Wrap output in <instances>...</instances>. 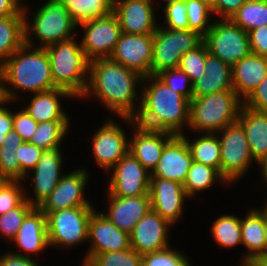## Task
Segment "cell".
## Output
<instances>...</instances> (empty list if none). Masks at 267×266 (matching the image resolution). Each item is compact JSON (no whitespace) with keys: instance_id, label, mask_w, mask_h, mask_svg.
I'll list each match as a JSON object with an SVG mask.
<instances>
[{"instance_id":"56","label":"cell","mask_w":267,"mask_h":266,"mask_svg":"<svg viewBox=\"0 0 267 266\" xmlns=\"http://www.w3.org/2000/svg\"><path fill=\"white\" fill-rule=\"evenodd\" d=\"M7 100L4 95V82H3V71L2 67L0 66V105L5 103Z\"/></svg>"},{"instance_id":"53","label":"cell","mask_w":267,"mask_h":266,"mask_svg":"<svg viewBox=\"0 0 267 266\" xmlns=\"http://www.w3.org/2000/svg\"><path fill=\"white\" fill-rule=\"evenodd\" d=\"M21 10L14 0H0V17L15 16Z\"/></svg>"},{"instance_id":"35","label":"cell","mask_w":267,"mask_h":266,"mask_svg":"<svg viewBox=\"0 0 267 266\" xmlns=\"http://www.w3.org/2000/svg\"><path fill=\"white\" fill-rule=\"evenodd\" d=\"M248 32L267 25V0H247L230 19Z\"/></svg>"},{"instance_id":"57","label":"cell","mask_w":267,"mask_h":266,"mask_svg":"<svg viewBox=\"0 0 267 266\" xmlns=\"http://www.w3.org/2000/svg\"><path fill=\"white\" fill-rule=\"evenodd\" d=\"M264 254H267V205H264Z\"/></svg>"},{"instance_id":"37","label":"cell","mask_w":267,"mask_h":266,"mask_svg":"<svg viewBox=\"0 0 267 266\" xmlns=\"http://www.w3.org/2000/svg\"><path fill=\"white\" fill-rule=\"evenodd\" d=\"M187 9L189 30L197 32L204 37L211 28L210 15L212 8L203 0H184Z\"/></svg>"},{"instance_id":"5","label":"cell","mask_w":267,"mask_h":266,"mask_svg":"<svg viewBox=\"0 0 267 266\" xmlns=\"http://www.w3.org/2000/svg\"><path fill=\"white\" fill-rule=\"evenodd\" d=\"M243 101L235 90L216 92L190 100L189 129L201 133H217L238 121Z\"/></svg>"},{"instance_id":"13","label":"cell","mask_w":267,"mask_h":266,"mask_svg":"<svg viewBox=\"0 0 267 266\" xmlns=\"http://www.w3.org/2000/svg\"><path fill=\"white\" fill-rule=\"evenodd\" d=\"M143 78L151 75L153 59V34L137 35L123 33L109 57Z\"/></svg>"},{"instance_id":"45","label":"cell","mask_w":267,"mask_h":266,"mask_svg":"<svg viewBox=\"0 0 267 266\" xmlns=\"http://www.w3.org/2000/svg\"><path fill=\"white\" fill-rule=\"evenodd\" d=\"M165 27L169 30L189 29L187 9L184 0L176 1L164 6Z\"/></svg>"},{"instance_id":"63","label":"cell","mask_w":267,"mask_h":266,"mask_svg":"<svg viewBox=\"0 0 267 266\" xmlns=\"http://www.w3.org/2000/svg\"><path fill=\"white\" fill-rule=\"evenodd\" d=\"M182 266H191V263L189 262V259Z\"/></svg>"},{"instance_id":"11","label":"cell","mask_w":267,"mask_h":266,"mask_svg":"<svg viewBox=\"0 0 267 266\" xmlns=\"http://www.w3.org/2000/svg\"><path fill=\"white\" fill-rule=\"evenodd\" d=\"M78 26L84 30L82 40L79 42L89 61L109 58L122 34L117 16L113 12Z\"/></svg>"},{"instance_id":"41","label":"cell","mask_w":267,"mask_h":266,"mask_svg":"<svg viewBox=\"0 0 267 266\" xmlns=\"http://www.w3.org/2000/svg\"><path fill=\"white\" fill-rule=\"evenodd\" d=\"M21 180H0V215L17 207L25 199Z\"/></svg>"},{"instance_id":"42","label":"cell","mask_w":267,"mask_h":266,"mask_svg":"<svg viewBox=\"0 0 267 266\" xmlns=\"http://www.w3.org/2000/svg\"><path fill=\"white\" fill-rule=\"evenodd\" d=\"M156 77L174 92H178L188 100H192V82L189 76L179 67L164 70L158 73Z\"/></svg>"},{"instance_id":"2","label":"cell","mask_w":267,"mask_h":266,"mask_svg":"<svg viewBox=\"0 0 267 266\" xmlns=\"http://www.w3.org/2000/svg\"><path fill=\"white\" fill-rule=\"evenodd\" d=\"M140 93L141 105L133 118L136 124L174 135L183 134L185 125L189 126L190 100L153 75L143 78Z\"/></svg>"},{"instance_id":"51","label":"cell","mask_w":267,"mask_h":266,"mask_svg":"<svg viewBox=\"0 0 267 266\" xmlns=\"http://www.w3.org/2000/svg\"><path fill=\"white\" fill-rule=\"evenodd\" d=\"M0 266H40L38 263L31 259L30 256L22 254L20 251L15 250L7 251L5 254L0 255Z\"/></svg>"},{"instance_id":"8","label":"cell","mask_w":267,"mask_h":266,"mask_svg":"<svg viewBox=\"0 0 267 266\" xmlns=\"http://www.w3.org/2000/svg\"><path fill=\"white\" fill-rule=\"evenodd\" d=\"M94 210L93 206H79L44 213L49 246L71 248L87 243L88 224Z\"/></svg>"},{"instance_id":"55","label":"cell","mask_w":267,"mask_h":266,"mask_svg":"<svg viewBox=\"0 0 267 266\" xmlns=\"http://www.w3.org/2000/svg\"><path fill=\"white\" fill-rule=\"evenodd\" d=\"M257 164L260 166V172H262L264 182L267 184V154L262 159H260Z\"/></svg>"},{"instance_id":"23","label":"cell","mask_w":267,"mask_h":266,"mask_svg":"<svg viewBox=\"0 0 267 266\" xmlns=\"http://www.w3.org/2000/svg\"><path fill=\"white\" fill-rule=\"evenodd\" d=\"M109 209L103 213L120 230L130 234L138 221L151 210L150 194L137 197H117L109 191Z\"/></svg>"},{"instance_id":"24","label":"cell","mask_w":267,"mask_h":266,"mask_svg":"<svg viewBox=\"0 0 267 266\" xmlns=\"http://www.w3.org/2000/svg\"><path fill=\"white\" fill-rule=\"evenodd\" d=\"M233 89L244 102L267 76V57L251 53L231 66Z\"/></svg>"},{"instance_id":"16","label":"cell","mask_w":267,"mask_h":266,"mask_svg":"<svg viewBox=\"0 0 267 266\" xmlns=\"http://www.w3.org/2000/svg\"><path fill=\"white\" fill-rule=\"evenodd\" d=\"M92 139L95 163L106 171L111 170L129 152V140L114 118L108 119L97 129Z\"/></svg>"},{"instance_id":"64","label":"cell","mask_w":267,"mask_h":266,"mask_svg":"<svg viewBox=\"0 0 267 266\" xmlns=\"http://www.w3.org/2000/svg\"><path fill=\"white\" fill-rule=\"evenodd\" d=\"M81 266H89L88 264H86V263H82V265Z\"/></svg>"},{"instance_id":"7","label":"cell","mask_w":267,"mask_h":266,"mask_svg":"<svg viewBox=\"0 0 267 266\" xmlns=\"http://www.w3.org/2000/svg\"><path fill=\"white\" fill-rule=\"evenodd\" d=\"M202 42L203 37L195 31L169 30L159 24L153 34L151 75L179 67L181 57Z\"/></svg>"},{"instance_id":"25","label":"cell","mask_w":267,"mask_h":266,"mask_svg":"<svg viewBox=\"0 0 267 266\" xmlns=\"http://www.w3.org/2000/svg\"><path fill=\"white\" fill-rule=\"evenodd\" d=\"M205 74L192 83L193 97L233 90L231 66L218 57L206 54Z\"/></svg>"},{"instance_id":"22","label":"cell","mask_w":267,"mask_h":266,"mask_svg":"<svg viewBox=\"0 0 267 266\" xmlns=\"http://www.w3.org/2000/svg\"><path fill=\"white\" fill-rule=\"evenodd\" d=\"M192 162V154L186 139L182 135H174L163 148L158 165L151 173V177L183 184Z\"/></svg>"},{"instance_id":"43","label":"cell","mask_w":267,"mask_h":266,"mask_svg":"<svg viewBox=\"0 0 267 266\" xmlns=\"http://www.w3.org/2000/svg\"><path fill=\"white\" fill-rule=\"evenodd\" d=\"M185 255L169 246L163 250L142 255L143 266H182L188 260V256Z\"/></svg>"},{"instance_id":"29","label":"cell","mask_w":267,"mask_h":266,"mask_svg":"<svg viewBox=\"0 0 267 266\" xmlns=\"http://www.w3.org/2000/svg\"><path fill=\"white\" fill-rule=\"evenodd\" d=\"M242 245L247 248L243 261H254L264 254V206L262 209L251 208L241 218Z\"/></svg>"},{"instance_id":"33","label":"cell","mask_w":267,"mask_h":266,"mask_svg":"<svg viewBox=\"0 0 267 266\" xmlns=\"http://www.w3.org/2000/svg\"><path fill=\"white\" fill-rule=\"evenodd\" d=\"M216 179L229 185L216 168L193 161L183 186L190 199L197 195L196 193L211 188L214 182L217 181Z\"/></svg>"},{"instance_id":"26","label":"cell","mask_w":267,"mask_h":266,"mask_svg":"<svg viewBox=\"0 0 267 266\" xmlns=\"http://www.w3.org/2000/svg\"><path fill=\"white\" fill-rule=\"evenodd\" d=\"M13 241L27 255L38 254L49 247L46 215L38 207H34L26 215Z\"/></svg>"},{"instance_id":"3","label":"cell","mask_w":267,"mask_h":266,"mask_svg":"<svg viewBox=\"0 0 267 266\" xmlns=\"http://www.w3.org/2000/svg\"><path fill=\"white\" fill-rule=\"evenodd\" d=\"M1 67L4 95L11 103L19 99V91L15 92L14 87L23 92L30 91V94L57 88L52 79L50 61L45 48L37 46L34 49V46L24 43ZM7 85H10V88Z\"/></svg>"},{"instance_id":"4","label":"cell","mask_w":267,"mask_h":266,"mask_svg":"<svg viewBox=\"0 0 267 266\" xmlns=\"http://www.w3.org/2000/svg\"><path fill=\"white\" fill-rule=\"evenodd\" d=\"M75 37L45 47L57 88L81 98L88 83L89 60Z\"/></svg>"},{"instance_id":"18","label":"cell","mask_w":267,"mask_h":266,"mask_svg":"<svg viewBox=\"0 0 267 266\" xmlns=\"http://www.w3.org/2000/svg\"><path fill=\"white\" fill-rule=\"evenodd\" d=\"M172 225L152 209L144 215L129 234L130 247L145 255L169 247V228Z\"/></svg>"},{"instance_id":"9","label":"cell","mask_w":267,"mask_h":266,"mask_svg":"<svg viewBox=\"0 0 267 266\" xmlns=\"http://www.w3.org/2000/svg\"><path fill=\"white\" fill-rule=\"evenodd\" d=\"M217 133L221 145L220 174L228 184H231L246 174L254 158L245 131L238 121Z\"/></svg>"},{"instance_id":"52","label":"cell","mask_w":267,"mask_h":266,"mask_svg":"<svg viewBox=\"0 0 267 266\" xmlns=\"http://www.w3.org/2000/svg\"><path fill=\"white\" fill-rule=\"evenodd\" d=\"M6 104H10V101L0 105V146L4 142L6 135L13 130V111L4 106Z\"/></svg>"},{"instance_id":"28","label":"cell","mask_w":267,"mask_h":266,"mask_svg":"<svg viewBox=\"0 0 267 266\" xmlns=\"http://www.w3.org/2000/svg\"><path fill=\"white\" fill-rule=\"evenodd\" d=\"M238 122L242 125L254 162L267 154V113L242 105Z\"/></svg>"},{"instance_id":"30","label":"cell","mask_w":267,"mask_h":266,"mask_svg":"<svg viewBox=\"0 0 267 266\" xmlns=\"http://www.w3.org/2000/svg\"><path fill=\"white\" fill-rule=\"evenodd\" d=\"M24 44V15L0 17V66Z\"/></svg>"},{"instance_id":"1","label":"cell","mask_w":267,"mask_h":266,"mask_svg":"<svg viewBox=\"0 0 267 266\" xmlns=\"http://www.w3.org/2000/svg\"><path fill=\"white\" fill-rule=\"evenodd\" d=\"M142 80L137 72L110 58H97L89 61L88 83L82 97L93 95L120 118H134L141 105L136 88L141 89Z\"/></svg>"},{"instance_id":"47","label":"cell","mask_w":267,"mask_h":266,"mask_svg":"<svg viewBox=\"0 0 267 266\" xmlns=\"http://www.w3.org/2000/svg\"><path fill=\"white\" fill-rule=\"evenodd\" d=\"M38 123L26 112L21 109L13 112V130L22 138L24 142H29L36 131Z\"/></svg>"},{"instance_id":"14","label":"cell","mask_w":267,"mask_h":266,"mask_svg":"<svg viewBox=\"0 0 267 266\" xmlns=\"http://www.w3.org/2000/svg\"><path fill=\"white\" fill-rule=\"evenodd\" d=\"M89 175L85 168L64 173L56 188L38 208L43 213H51L67 208L92 206L89 200L84 197Z\"/></svg>"},{"instance_id":"17","label":"cell","mask_w":267,"mask_h":266,"mask_svg":"<svg viewBox=\"0 0 267 266\" xmlns=\"http://www.w3.org/2000/svg\"><path fill=\"white\" fill-rule=\"evenodd\" d=\"M122 119L134 128L133 137L129 139V152L152 173L158 165L163 148L174 134L142 127L133 118Z\"/></svg>"},{"instance_id":"12","label":"cell","mask_w":267,"mask_h":266,"mask_svg":"<svg viewBox=\"0 0 267 266\" xmlns=\"http://www.w3.org/2000/svg\"><path fill=\"white\" fill-rule=\"evenodd\" d=\"M113 169V170H112ZM111 169L109 191L117 197H137L150 194L151 173L130 153Z\"/></svg>"},{"instance_id":"59","label":"cell","mask_w":267,"mask_h":266,"mask_svg":"<svg viewBox=\"0 0 267 266\" xmlns=\"http://www.w3.org/2000/svg\"><path fill=\"white\" fill-rule=\"evenodd\" d=\"M239 266H257V264L254 261H243Z\"/></svg>"},{"instance_id":"36","label":"cell","mask_w":267,"mask_h":266,"mask_svg":"<svg viewBox=\"0 0 267 266\" xmlns=\"http://www.w3.org/2000/svg\"><path fill=\"white\" fill-rule=\"evenodd\" d=\"M212 235L221 247L242 245L241 219L235 215H220L212 224Z\"/></svg>"},{"instance_id":"40","label":"cell","mask_w":267,"mask_h":266,"mask_svg":"<svg viewBox=\"0 0 267 266\" xmlns=\"http://www.w3.org/2000/svg\"><path fill=\"white\" fill-rule=\"evenodd\" d=\"M208 48L204 42L192 51H188L181 57L179 68L185 72L191 82L205 74V62Z\"/></svg>"},{"instance_id":"10","label":"cell","mask_w":267,"mask_h":266,"mask_svg":"<svg viewBox=\"0 0 267 266\" xmlns=\"http://www.w3.org/2000/svg\"><path fill=\"white\" fill-rule=\"evenodd\" d=\"M203 42L211 55L230 66L252 53L248 33L230 19L212 22Z\"/></svg>"},{"instance_id":"31","label":"cell","mask_w":267,"mask_h":266,"mask_svg":"<svg viewBox=\"0 0 267 266\" xmlns=\"http://www.w3.org/2000/svg\"><path fill=\"white\" fill-rule=\"evenodd\" d=\"M199 138L189 141V137L182 134L188 143L193 161L216 168L220 172L221 145L217 133H201Z\"/></svg>"},{"instance_id":"44","label":"cell","mask_w":267,"mask_h":266,"mask_svg":"<svg viewBox=\"0 0 267 266\" xmlns=\"http://www.w3.org/2000/svg\"><path fill=\"white\" fill-rule=\"evenodd\" d=\"M44 150L30 142H22L19 148L15 151L16 158L20 166V180H25L39 161Z\"/></svg>"},{"instance_id":"58","label":"cell","mask_w":267,"mask_h":266,"mask_svg":"<svg viewBox=\"0 0 267 266\" xmlns=\"http://www.w3.org/2000/svg\"><path fill=\"white\" fill-rule=\"evenodd\" d=\"M254 262L257 264V266H267V254L257 257Z\"/></svg>"},{"instance_id":"34","label":"cell","mask_w":267,"mask_h":266,"mask_svg":"<svg viewBox=\"0 0 267 266\" xmlns=\"http://www.w3.org/2000/svg\"><path fill=\"white\" fill-rule=\"evenodd\" d=\"M70 121H47L38 123L30 143L42 150L60 148L70 130ZM68 131V132H67Z\"/></svg>"},{"instance_id":"60","label":"cell","mask_w":267,"mask_h":266,"mask_svg":"<svg viewBox=\"0 0 267 266\" xmlns=\"http://www.w3.org/2000/svg\"><path fill=\"white\" fill-rule=\"evenodd\" d=\"M165 2V6L166 5H168V4H170V3H174V2H176V1H181V0H164Z\"/></svg>"},{"instance_id":"6","label":"cell","mask_w":267,"mask_h":266,"mask_svg":"<svg viewBox=\"0 0 267 266\" xmlns=\"http://www.w3.org/2000/svg\"><path fill=\"white\" fill-rule=\"evenodd\" d=\"M24 43L33 47L34 38L41 48L70 39L77 35L78 27L72 20L68 10L59 0H46L33 14L32 23L28 21V9L24 5Z\"/></svg>"},{"instance_id":"20","label":"cell","mask_w":267,"mask_h":266,"mask_svg":"<svg viewBox=\"0 0 267 266\" xmlns=\"http://www.w3.org/2000/svg\"><path fill=\"white\" fill-rule=\"evenodd\" d=\"M153 0H118L113 3L121 31L127 34H154L156 23Z\"/></svg>"},{"instance_id":"54","label":"cell","mask_w":267,"mask_h":266,"mask_svg":"<svg viewBox=\"0 0 267 266\" xmlns=\"http://www.w3.org/2000/svg\"><path fill=\"white\" fill-rule=\"evenodd\" d=\"M22 142H24L22 138L16 133V131L12 130L8 135H6V138L0 148L17 150Z\"/></svg>"},{"instance_id":"62","label":"cell","mask_w":267,"mask_h":266,"mask_svg":"<svg viewBox=\"0 0 267 266\" xmlns=\"http://www.w3.org/2000/svg\"><path fill=\"white\" fill-rule=\"evenodd\" d=\"M22 9L24 8L23 7V3L21 2L22 0H14ZM21 2V3H20Z\"/></svg>"},{"instance_id":"49","label":"cell","mask_w":267,"mask_h":266,"mask_svg":"<svg viewBox=\"0 0 267 266\" xmlns=\"http://www.w3.org/2000/svg\"><path fill=\"white\" fill-rule=\"evenodd\" d=\"M253 54L267 57V25L247 32Z\"/></svg>"},{"instance_id":"46","label":"cell","mask_w":267,"mask_h":266,"mask_svg":"<svg viewBox=\"0 0 267 266\" xmlns=\"http://www.w3.org/2000/svg\"><path fill=\"white\" fill-rule=\"evenodd\" d=\"M16 150L0 148V180H20Z\"/></svg>"},{"instance_id":"21","label":"cell","mask_w":267,"mask_h":266,"mask_svg":"<svg viewBox=\"0 0 267 266\" xmlns=\"http://www.w3.org/2000/svg\"><path fill=\"white\" fill-rule=\"evenodd\" d=\"M149 193L154 212L171 225L181 219L185 200L189 199L182 183L151 177Z\"/></svg>"},{"instance_id":"38","label":"cell","mask_w":267,"mask_h":266,"mask_svg":"<svg viewBox=\"0 0 267 266\" xmlns=\"http://www.w3.org/2000/svg\"><path fill=\"white\" fill-rule=\"evenodd\" d=\"M89 266H143L142 255L133 248L122 251L96 254L88 263Z\"/></svg>"},{"instance_id":"15","label":"cell","mask_w":267,"mask_h":266,"mask_svg":"<svg viewBox=\"0 0 267 266\" xmlns=\"http://www.w3.org/2000/svg\"><path fill=\"white\" fill-rule=\"evenodd\" d=\"M88 241H91L84 261L88 263L96 254L122 251L130 248V237L120 230L102 212L93 211L88 224Z\"/></svg>"},{"instance_id":"61","label":"cell","mask_w":267,"mask_h":266,"mask_svg":"<svg viewBox=\"0 0 267 266\" xmlns=\"http://www.w3.org/2000/svg\"><path fill=\"white\" fill-rule=\"evenodd\" d=\"M203 1H205L210 6H212L215 3V0H203Z\"/></svg>"},{"instance_id":"19","label":"cell","mask_w":267,"mask_h":266,"mask_svg":"<svg viewBox=\"0 0 267 266\" xmlns=\"http://www.w3.org/2000/svg\"><path fill=\"white\" fill-rule=\"evenodd\" d=\"M61 151V148L44 150L36 166L31 170L34 174L32 176L34 198L28 197L26 191L25 199L34 207H39L43 203L64 176L61 171L64 160Z\"/></svg>"},{"instance_id":"27","label":"cell","mask_w":267,"mask_h":266,"mask_svg":"<svg viewBox=\"0 0 267 266\" xmlns=\"http://www.w3.org/2000/svg\"><path fill=\"white\" fill-rule=\"evenodd\" d=\"M60 98H74L67 90L54 88L52 90L33 93L31 101L26 106V112L37 122L69 121L62 108Z\"/></svg>"},{"instance_id":"48","label":"cell","mask_w":267,"mask_h":266,"mask_svg":"<svg viewBox=\"0 0 267 266\" xmlns=\"http://www.w3.org/2000/svg\"><path fill=\"white\" fill-rule=\"evenodd\" d=\"M245 107L267 113V76L243 102Z\"/></svg>"},{"instance_id":"39","label":"cell","mask_w":267,"mask_h":266,"mask_svg":"<svg viewBox=\"0 0 267 266\" xmlns=\"http://www.w3.org/2000/svg\"><path fill=\"white\" fill-rule=\"evenodd\" d=\"M34 208L26 199L17 207L0 215V233L6 240L12 241L26 215Z\"/></svg>"},{"instance_id":"50","label":"cell","mask_w":267,"mask_h":266,"mask_svg":"<svg viewBox=\"0 0 267 266\" xmlns=\"http://www.w3.org/2000/svg\"><path fill=\"white\" fill-rule=\"evenodd\" d=\"M246 1L247 0H215L211 8L213 14H217L221 19H231Z\"/></svg>"},{"instance_id":"32","label":"cell","mask_w":267,"mask_h":266,"mask_svg":"<svg viewBox=\"0 0 267 266\" xmlns=\"http://www.w3.org/2000/svg\"><path fill=\"white\" fill-rule=\"evenodd\" d=\"M68 10L78 26L92 19L104 17L113 12V3L118 0H59Z\"/></svg>"}]
</instances>
